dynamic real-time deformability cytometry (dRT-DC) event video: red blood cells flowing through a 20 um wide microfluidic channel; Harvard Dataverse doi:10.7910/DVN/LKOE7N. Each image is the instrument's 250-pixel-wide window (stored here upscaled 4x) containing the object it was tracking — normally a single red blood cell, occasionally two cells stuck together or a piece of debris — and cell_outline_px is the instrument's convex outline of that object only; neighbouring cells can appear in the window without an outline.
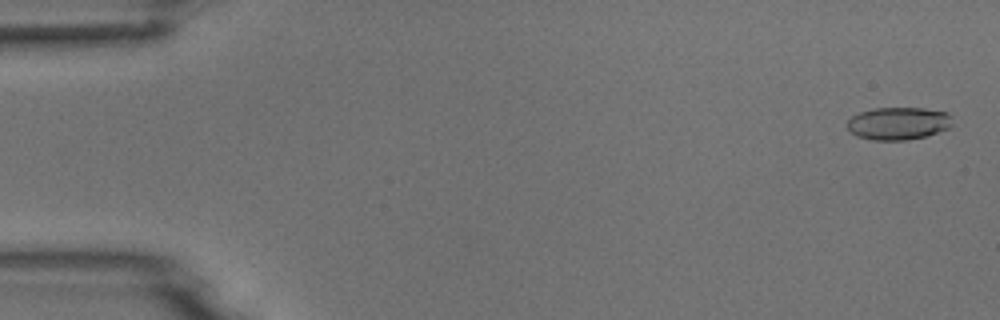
{"species": "common noctule bat (a hibernating species)", "species_latin": "Nyctalus noctula", "temperature_condition": "room temperature", "stored_images_in_passage": 54, "camera_frame_rate_fps": 3000, "um_per_image_px": 0.085, "animal": {"sex": "male", "body_mass_g": 18.8}, "frame": {"image": 1, "passage_image": 2, "time_ms": 0.333, "image_size_px": [1000, 320], "cell_outline_px": [[952, 128], [924, 136], [908, 140], [872, 140], [856, 136], [848, 128], [848, 120], [852, 116], [860, 112], [872, 108], [924, 108], [948, 112], [952, 124]], "centroid_in_image_um": [76.37, 10.49], "position_along_channel_um": 8.6, "area_um2": 20.06}}
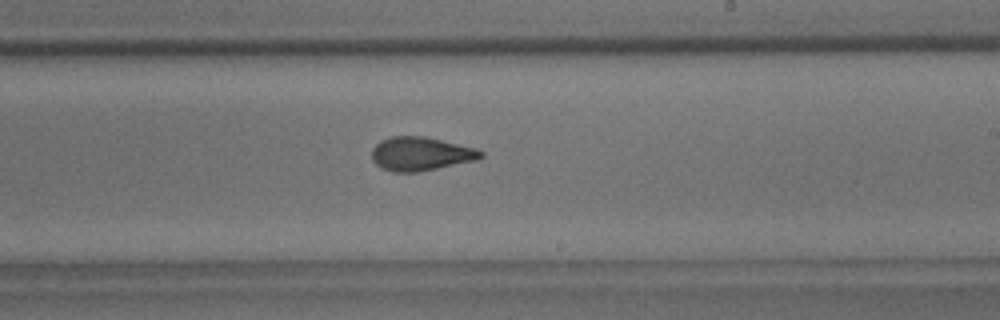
{"frame": {"image": 2, "passage_image": 32, "time_ms": 10.333, "image_size_px": [1000, 320], "cell_outline_px": [[484, 156], [476, 160], [416, 172], [392, 172], [380, 168], [372, 160], [372, 148], [380, 140], [392, 136], [424, 136], [476, 148], [484, 152]], "centroid_in_image_um": [35.73, 13.07], "position_along_channel_um": 253.3, "area_um2": 21.39}}
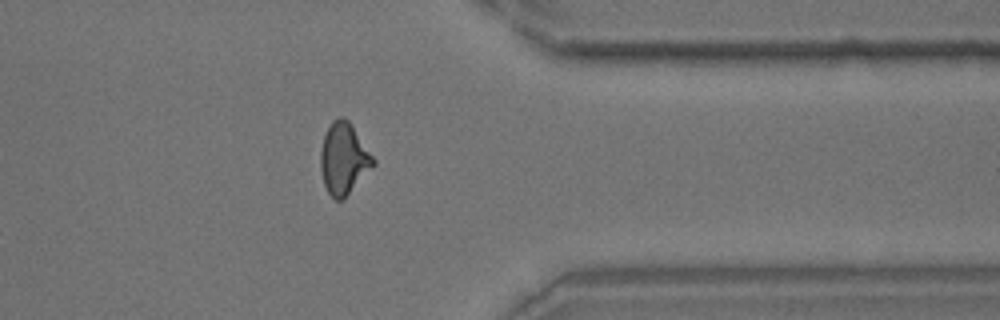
{"frame": {"image": 3, "passage_image": 43, "time_ms": 14.0, "image_size_px": [1000, 320], "cell_outline_px": [[376, 164], [344, 200], [336, 200], [328, 192], [324, 184], [320, 168], [320, 152], [324, 136], [332, 120], [340, 116], [344, 116], [348, 120], [376, 160]], "centroid_in_image_um": [29.23, 13.5], "position_along_channel_um": 382.2, "area_um2": 22.02}}